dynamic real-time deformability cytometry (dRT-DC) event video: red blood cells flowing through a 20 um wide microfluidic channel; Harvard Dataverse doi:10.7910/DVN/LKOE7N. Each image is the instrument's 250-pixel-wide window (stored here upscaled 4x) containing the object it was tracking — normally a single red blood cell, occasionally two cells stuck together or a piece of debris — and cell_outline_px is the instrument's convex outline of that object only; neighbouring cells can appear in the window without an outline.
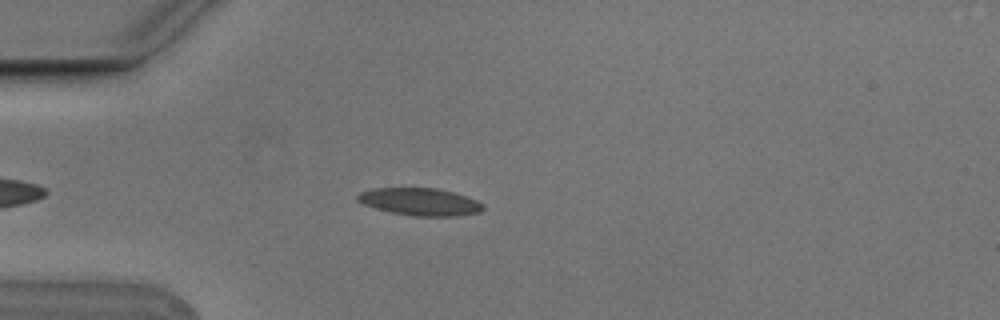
{"species": "Egyptian fruit bat (a non-hibernating species)", "species_latin": "Rousettus aegyptiacus", "temperature_condition": "cold", "stored_images_in_passage": 1, "camera_frame_rate_fps": 3000, "um_per_image_px": 0.085, "animal": {"sex": "male"}, "frame": {"image": 1, "passage_image": 1, "time_ms": 0.0, "image_size_px": [1000, 320], "cell_outline_px": [[484, 208], [480, 212], [456, 216], [412, 216], [392, 212], [376, 208], [364, 204], [356, 200], [356, 196], [360, 192], [372, 188], [436, 188], [452, 192], [476, 200], [484, 204]], "centroid_in_image_um": [35.69, 17.15], "position_along_channel_um": 49.3, "area_um2": 19.94}}